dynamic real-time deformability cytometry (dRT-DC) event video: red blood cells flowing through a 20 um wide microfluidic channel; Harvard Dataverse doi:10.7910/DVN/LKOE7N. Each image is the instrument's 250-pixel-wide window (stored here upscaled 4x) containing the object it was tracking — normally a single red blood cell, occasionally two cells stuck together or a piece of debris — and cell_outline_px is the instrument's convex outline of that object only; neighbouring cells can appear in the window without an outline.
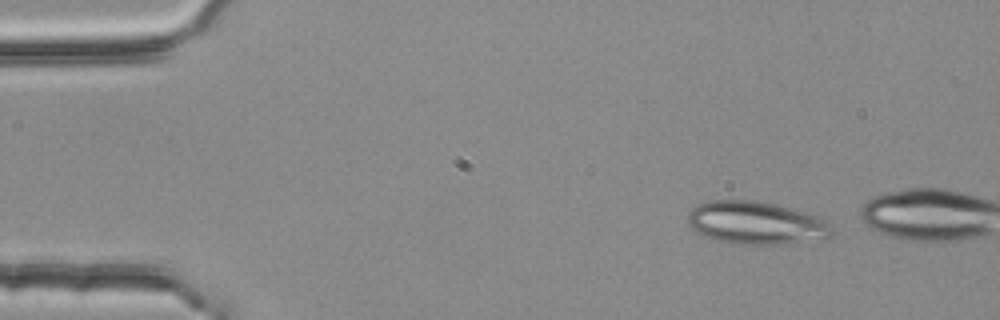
{"species": "common noctule bat (a hibernating species)", "species_latin": "Nyctalus noctula", "temperature_condition": "room temperature", "stored_images_in_passage": 3, "camera_frame_rate_fps": 3000, "um_per_image_px": 0.085, "animal": {"sex": "female", "body_mass_g": 25.1}, "frame": {"image": 1, "passage_image": 1, "time_ms": 0.0, "image_size_px": [1000, 320], "cell_outline_px": [[836, 232], [828, 236], [776, 244], [740, 244], [720, 240], [704, 236], [696, 232], [692, 228], [688, 220], [688, 212], [692, 208], [700, 204], [712, 200], [752, 200], [772, 204], [804, 212], [828, 220], [832, 224]], "centroid_in_image_um": [64.25, 18.93], "position_along_channel_um": 20.8, "area_um2": 35.26}}